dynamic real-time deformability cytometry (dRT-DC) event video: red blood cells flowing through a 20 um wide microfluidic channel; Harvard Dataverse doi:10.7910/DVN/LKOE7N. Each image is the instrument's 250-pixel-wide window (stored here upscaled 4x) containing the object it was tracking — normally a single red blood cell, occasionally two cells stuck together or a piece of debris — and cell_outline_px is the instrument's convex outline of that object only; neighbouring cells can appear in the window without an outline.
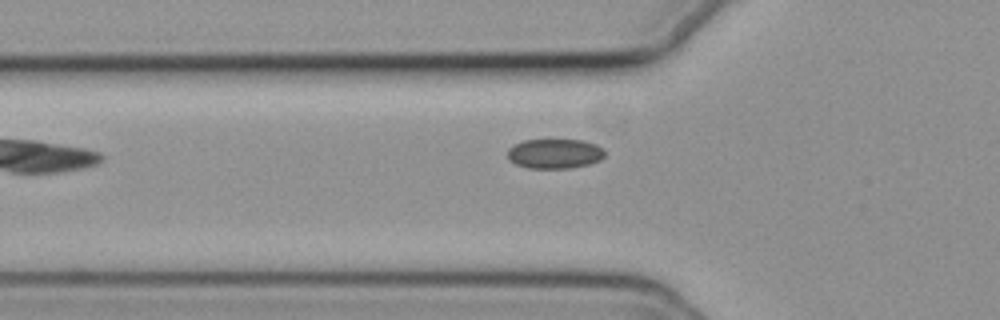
{"species": "common noctule bat (a hibernating species)", "species_latin": "Nyctalus noctula", "temperature_condition": "cold", "stored_images_in_passage": 36, "camera_frame_rate_fps": 3000, "um_per_image_px": 0.085, "animal": {"sex": "female", "body_mass_g": 19.3, "forearm_length_mm": 54.1}, "frame": {"image": 1, "passage_image": 4, "time_ms": 1.0, "image_size_px": [1000, 320], "cell_outline_px": [[604, 156], [600, 160], [588, 164], [572, 168], [528, 168], [516, 164], [508, 160], [508, 148], [524, 140], [584, 140], [596, 144], [604, 148]], "centroid_in_image_um": [47.16, 13.06], "position_along_channel_um": 78.6, "area_um2": 16.88}}
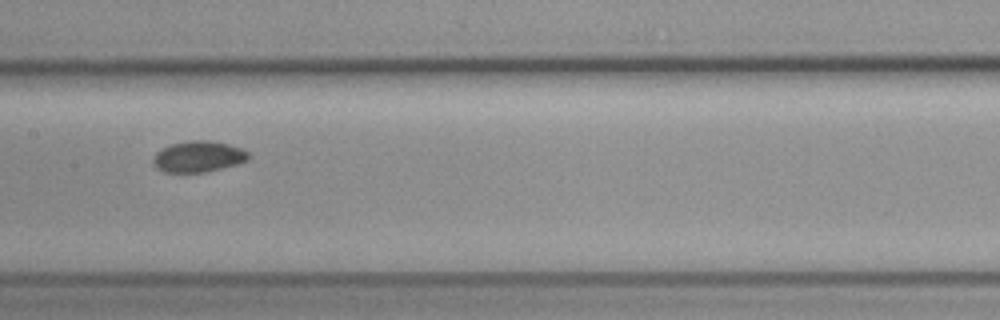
{"frame": {"image": 2, "passage_image": 13, "time_ms": 4.0, "image_size_px": [1000, 320], "cell_outline_px": [[248, 160], [236, 164], [204, 172], [164, 172], [156, 168], [152, 164], [152, 160], [156, 152], [160, 148], [168, 144], [188, 140], [208, 140], [228, 144], [240, 148], [248, 152]], "centroid_in_image_um": [16.79, 13.29], "position_along_channel_um": 190.6, "area_um2": 17.34}}
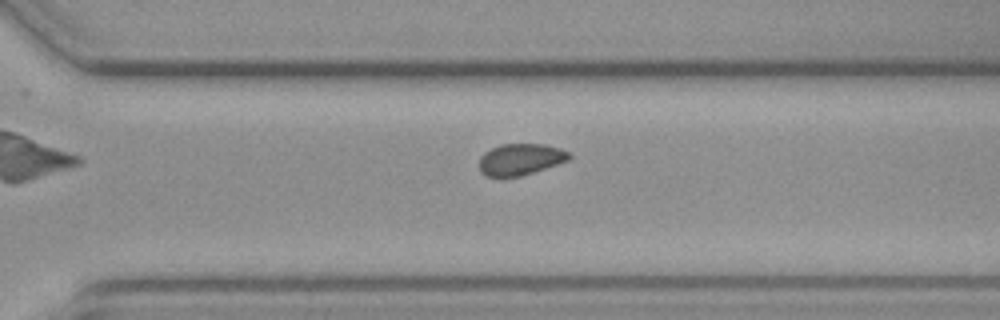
{"frame": {"image": 3, "passage_image": 24, "time_ms": 7.667, "image_size_px": [1000, 320], "cell_outline_px": [[572, 156], [568, 160], [520, 176], [500, 180], [488, 176], [480, 172], [480, 156], [484, 152], [500, 144], [544, 144], [560, 148], [568, 152]], "centroid_in_image_um": [44.18, 13.57], "position_along_channel_um": 326.4, "area_um2": 16.7}}